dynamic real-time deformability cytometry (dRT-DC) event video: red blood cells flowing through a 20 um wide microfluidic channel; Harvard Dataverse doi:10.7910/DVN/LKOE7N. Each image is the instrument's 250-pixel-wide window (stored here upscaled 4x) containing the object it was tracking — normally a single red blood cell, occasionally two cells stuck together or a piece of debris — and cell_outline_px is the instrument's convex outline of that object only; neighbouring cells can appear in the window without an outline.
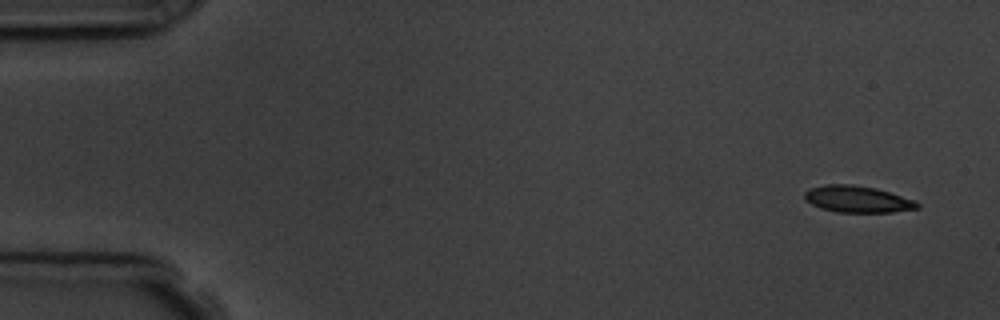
{"species": "common noctule bat (a hibernating species)", "species_latin": "Nyctalus noctula", "temperature_condition": "room temperature", "stored_images_in_passage": 11, "camera_frame_rate_fps": 3000, "um_per_image_px": 0.085, "animal": {"sex": "male", "body_mass_g": 19.5, "forearm_length_mm": 54.6}, "frame": {"image": 1, "passage_image": 1, "time_ms": 0.0, "image_size_px": [1000, 320], "cell_outline_px": [[920, 208], [892, 212], [840, 212], [820, 208], [812, 204], [804, 196], [804, 192], [808, 188], [824, 184], [852, 184], [876, 188], [916, 200], [920, 204]], "centroid_in_image_um": [72.9, 16.92], "position_along_channel_um": 12.1, "area_um2": 17.57}}
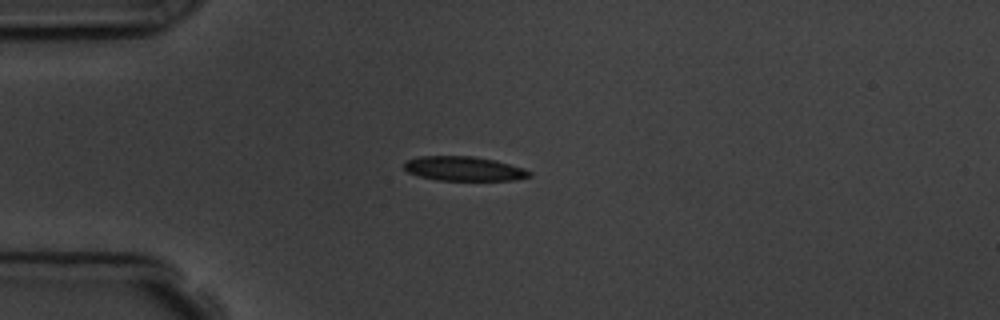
{"frame": {"image": 2, "passage_image": 4, "time_ms": 3.667, "image_size_px": [1000, 320], "cell_outline_px": [[532, 176], [512, 180], [436, 180], [420, 176], [408, 172], [404, 168], [404, 164], [408, 160], [420, 156], [472, 156], [496, 160], [524, 168], [532, 172]], "centroid_in_image_um": [39.46, 14.33], "position_along_channel_um": 45.5, "area_um2": 17.74}}
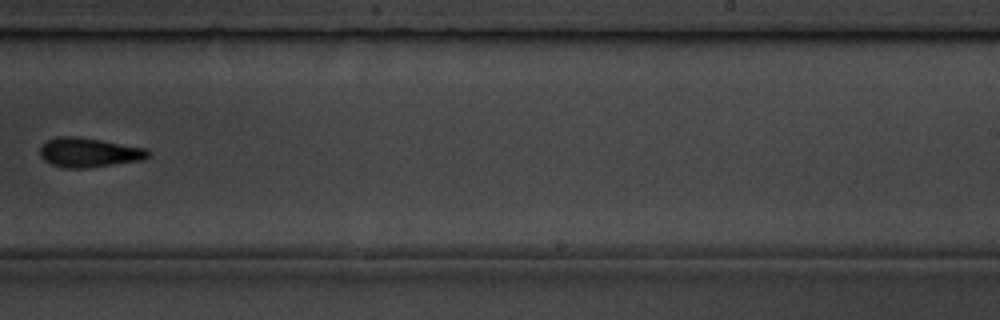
{"frame": {"image": 3, "passage_image": 10, "time_ms": 10.333, "image_size_px": [1000, 320], "cell_outline_px": [[152, 152], [144, 160], [88, 168], [64, 168], [52, 164], [44, 160], [40, 156], [40, 144], [56, 136], [80, 136], [148, 148]], "centroid_in_image_um": [7.58, 12.95], "position_along_channel_um": 281.4, "area_um2": 18.96}}